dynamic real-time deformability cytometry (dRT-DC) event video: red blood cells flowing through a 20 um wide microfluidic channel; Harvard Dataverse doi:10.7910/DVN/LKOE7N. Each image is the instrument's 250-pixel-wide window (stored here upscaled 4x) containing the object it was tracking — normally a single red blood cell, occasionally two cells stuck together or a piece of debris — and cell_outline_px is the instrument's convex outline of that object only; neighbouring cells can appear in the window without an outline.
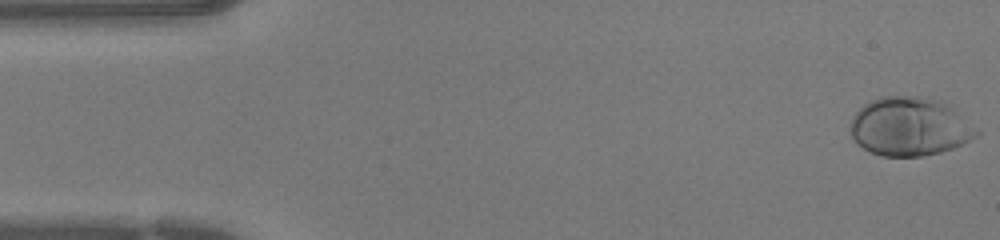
{"species": "human", "species_latin": "Homo sapiens", "temperature_condition": "warm", "stored_images_in_passage": 44, "camera_frame_rate_fps": 3000, "um_per_image_px": 0.085, "donor": {"sex": "female"}, "frame": {"image": 1, "passage_image": 1, "time_ms": 0.0, "image_size_px": [1000, 240], "cell_outline_px": [[980, 132], [976, 136], [952, 148], [940, 152], [924, 156], [880, 156], [856, 144], [852, 136], [852, 116], [864, 104], [880, 96], [924, 96], [940, 100], [952, 104]], "centroid_in_image_um": [77.35, 10.74], "position_along_channel_um": 7.7, "area_um2": 43.29}}
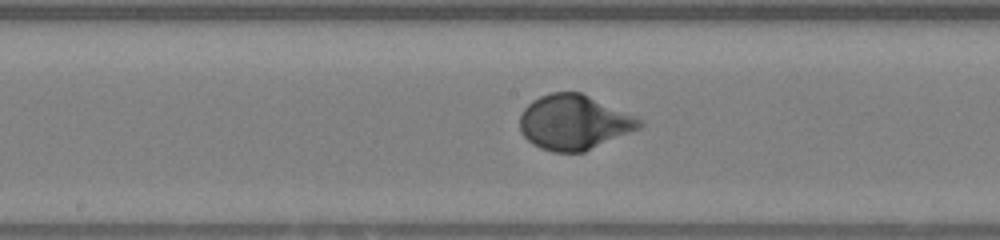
{"frame": {"image": 2, "passage_image": 22, "time_ms": 7.0, "image_size_px": [1000, 240], "cell_outline_px": [[644, 124], [640, 128], [584, 152], [552, 152], [540, 148], [532, 144], [520, 132], [520, 116], [524, 108], [532, 100], [540, 96], [552, 92], [580, 92], [636, 116], [644, 120]], "centroid_in_image_um": [48.79, 10.4], "position_along_channel_um": 199.4, "area_um2": 38.26}}
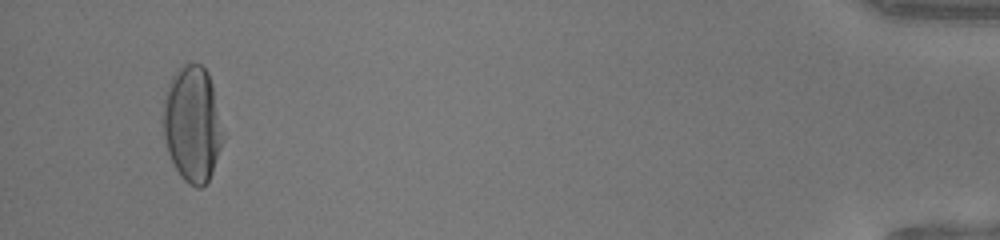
{"frame": {"image": 3, "passage_image": 42, "time_ms": 13.667, "image_size_px": [1000, 240], "cell_outline_px": [[224, 140], [212, 172], [208, 180], [200, 188], [196, 188], [188, 184], [180, 176], [172, 164], [164, 140], [164, 100], [168, 84], [172, 76], [184, 64], [200, 64], [208, 72], [212, 84], [224, 136]], "centroid_in_image_um": [16.35, 10.58], "position_along_channel_um": 418.8, "area_um2": 40.29}}